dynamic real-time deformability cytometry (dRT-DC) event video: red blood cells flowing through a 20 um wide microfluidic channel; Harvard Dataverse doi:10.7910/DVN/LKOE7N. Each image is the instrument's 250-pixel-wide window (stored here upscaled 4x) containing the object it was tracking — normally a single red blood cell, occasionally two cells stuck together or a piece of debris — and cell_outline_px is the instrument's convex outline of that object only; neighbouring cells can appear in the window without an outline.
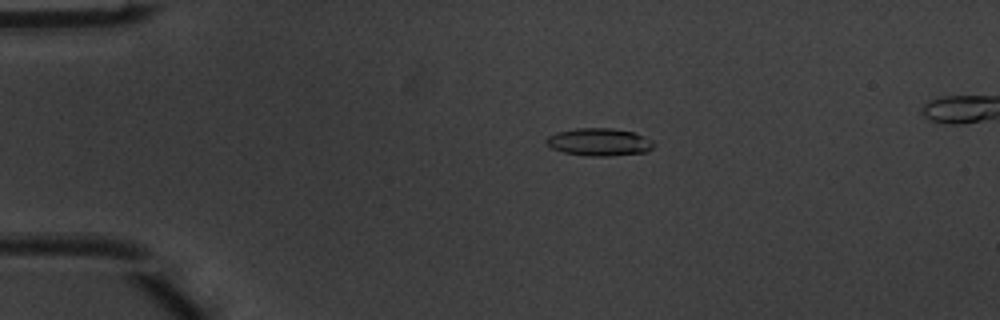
{"species": "common noctule bat (a hibernating species)", "species_latin": "Nyctalus noctula", "temperature_condition": "warm", "stored_images_in_passage": 50, "camera_frame_rate_fps": 3000, "um_per_image_px": 0.085, "animal": {"sex": "male", "body_mass_g": 20.1, "forearm_length_mm": 53.5}, "frame": {"image": 1, "passage_image": 10, "time_ms": 3.0, "image_size_px": [1000, 320], "cell_outline_px": [[656, 144], [648, 152], [608, 156], [592, 156], [564, 152], [552, 148], [544, 144], [544, 140], [548, 136], [556, 132], [576, 128], [612, 128], [636, 132], [652, 140]], "centroid_in_image_um": [50.94, 12.06], "position_along_channel_um": 34.1, "area_um2": 17.51}}
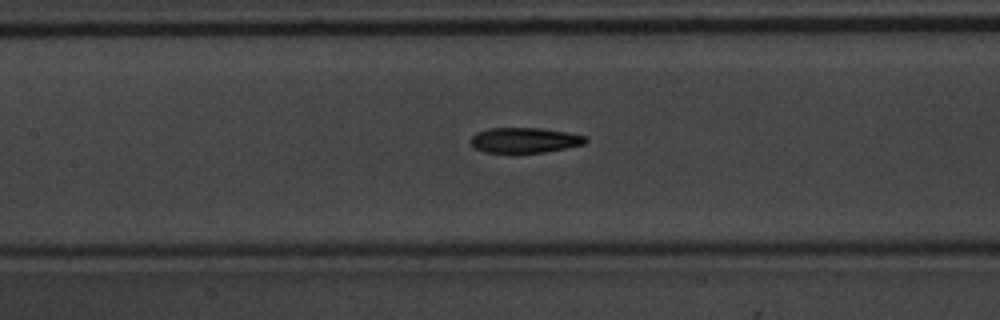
{"frame": {"image": 2, "passage_image": 23, "time_ms": 7.333, "image_size_px": [1000, 320], "cell_outline_px": [[588, 140], [584, 144], [544, 152], [484, 152], [476, 148], [472, 144], [472, 136], [476, 132], [488, 128], [540, 128], [568, 132], [584, 136]], "centroid_in_image_um": [44.59, 11.9], "position_along_channel_um": 162.8, "area_um2": 16.65}}
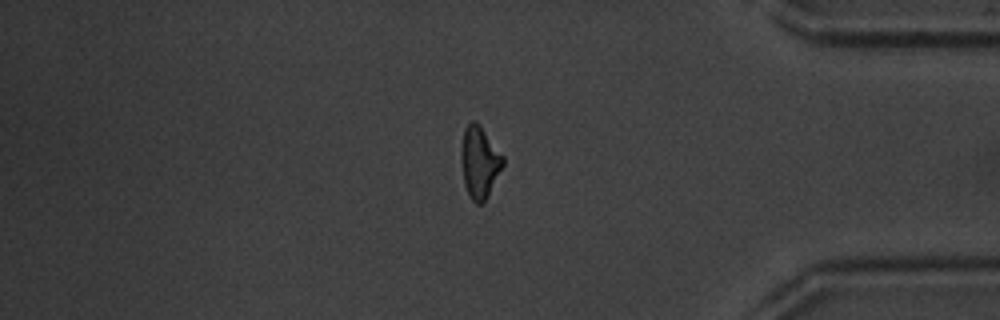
{"frame": {"image": 3, "passage_image": 42, "time_ms": 13.667, "image_size_px": [1000, 320], "cell_outline_px": [[504, 164], [488, 196], [480, 204], [476, 204], [468, 196], [464, 184], [460, 160], [460, 148], [464, 128], [472, 120], [476, 120], [480, 124], [504, 156]], "centroid_in_image_um": [40.74, 13.76], "position_along_channel_um": 394.5, "area_um2": 17.86}}